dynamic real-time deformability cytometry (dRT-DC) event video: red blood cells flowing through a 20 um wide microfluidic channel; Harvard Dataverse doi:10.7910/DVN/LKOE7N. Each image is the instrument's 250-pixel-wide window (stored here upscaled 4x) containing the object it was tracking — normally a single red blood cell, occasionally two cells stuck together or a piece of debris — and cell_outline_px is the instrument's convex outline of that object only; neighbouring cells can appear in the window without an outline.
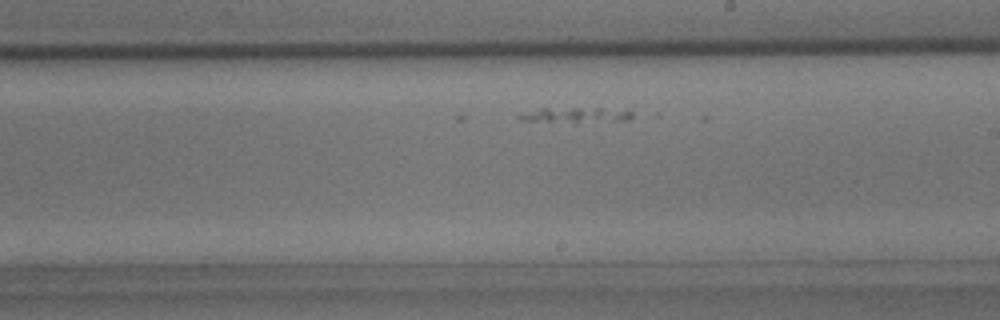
{"species": "common noctule bat (a hibernating species)", "species_latin": "Nyctalus noctula", "temperature_condition": "room temperature", "stored_images_in_passage": 24, "camera_frame_rate_fps": 3000, "um_per_image_px": 0.085, "animal": {"sex": "male", "body_mass_g": 15.6}, "frame": {"image": 1, "passage_image": 14, "time_ms": 4.333, "image_size_px": [1000, 320], "cell_outline_px": [[632, 116], [628, 120], [576, 124], [572, 124], [520, 120], [516, 116], [540, 108], [600, 108], [632, 112]], "centroid_in_image_um": [48.89, 9.82], "position_along_channel_um": 240.1, "area_um2": 10.4}}